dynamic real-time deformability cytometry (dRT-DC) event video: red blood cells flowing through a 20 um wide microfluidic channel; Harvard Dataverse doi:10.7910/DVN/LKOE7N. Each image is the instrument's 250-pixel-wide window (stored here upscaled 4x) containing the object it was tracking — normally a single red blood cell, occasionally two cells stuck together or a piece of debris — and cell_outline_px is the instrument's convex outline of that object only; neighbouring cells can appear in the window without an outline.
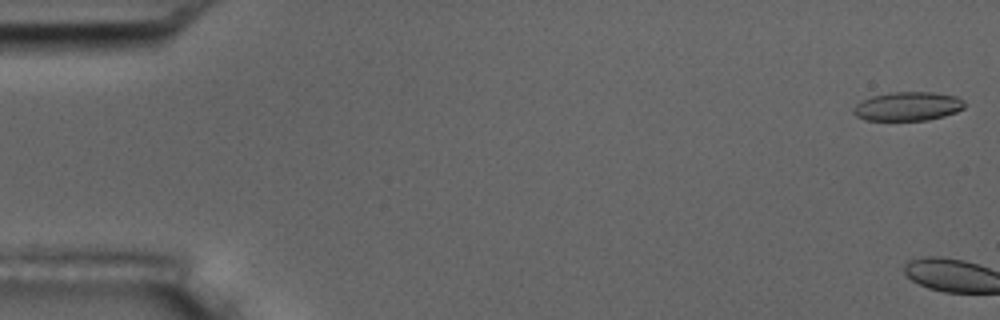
{"species": "common noctule bat (a hibernating species)", "species_latin": "Nyctalus noctula", "temperature_condition": "room temperature", "stored_images_in_passage": 7, "camera_frame_rate_fps": 3000, "um_per_image_px": 0.085, "animal": {"sex": "male", "body_mass_g": 17.5, "forearm_length_mm": 52.3}, "frame": {"image": 1, "passage_image": 1, "time_ms": 0.0, "image_size_px": [1000, 320], "cell_outline_px": [[964, 108], [956, 112], [944, 116], [928, 120], [864, 120], [856, 116], [852, 112], [852, 108], [860, 100], [872, 96], [888, 92], [932, 92], [956, 96], [964, 100]], "centroid_in_image_um": [77.13, 9.03], "position_along_channel_um": 7.9, "area_um2": 18.9}}